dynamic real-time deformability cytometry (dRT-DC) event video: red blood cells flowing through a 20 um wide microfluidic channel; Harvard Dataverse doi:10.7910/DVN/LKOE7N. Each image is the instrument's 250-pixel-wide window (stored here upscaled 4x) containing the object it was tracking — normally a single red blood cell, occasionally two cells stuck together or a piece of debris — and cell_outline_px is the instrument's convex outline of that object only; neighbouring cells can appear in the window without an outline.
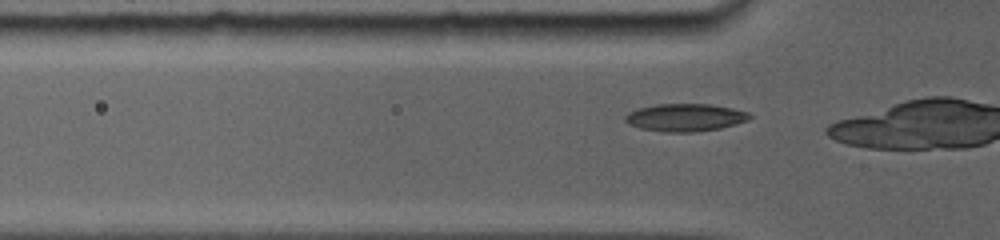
{"species": "common noctule bat (a hibernating species)", "species_latin": "Nyctalus noctula", "temperature_condition": "room temperature", "stored_images_in_passage": 32, "camera_frame_rate_fps": 5000, "um_per_image_px": 0.085, "animal": {"sex": "female", "body_mass_g": 19.0, "forearm_length_mm": 56.7}, "frame": {"image": 1, "passage_image": 14, "time_ms": 3.2, "image_size_px": [1000, 240], "cell_outline_px": [[752, 116], [748, 120], [736, 124], [720, 128], [692, 132], [664, 132], [640, 128], [628, 124], [624, 120], [624, 116], [628, 112], [640, 108], [656, 104], [708, 104], [732, 108], [748, 112]], "centroid_in_image_um": [58.22, 9.99], "position_along_channel_um": 67.6, "area_um2": 20.0}}
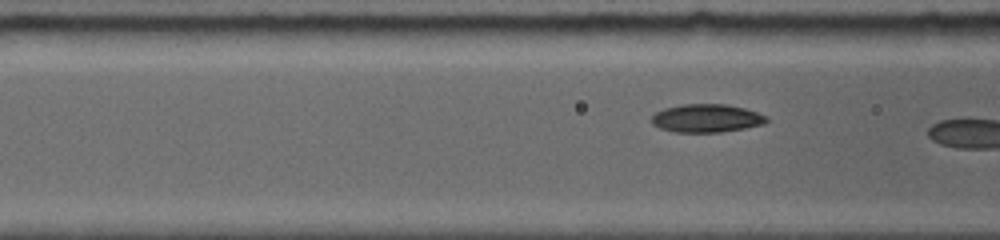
{"frame": {"image": 2, "passage_image": 19, "time_ms": 4.2, "image_size_px": [1000, 240], "cell_outline_px": [[768, 120], [764, 124], [744, 128], [720, 132], [672, 132], [660, 128], [652, 124], [652, 116], [656, 112], [664, 108], [680, 104], [724, 104], [744, 108], [768, 116]], "centroid_in_image_um": [60.04, 10.05], "position_along_channel_um": 106.6, "area_um2": 18.9}}
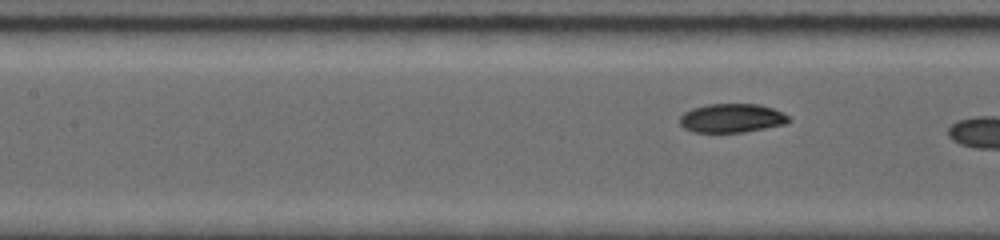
{"frame": {"image": 3, "passage_image": 23, "time_ms": 5.2, "image_size_px": [1000, 240], "cell_outline_px": [[792, 120], [788, 124], [744, 132], [692, 132], [684, 128], [680, 124], [680, 116], [684, 112], [692, 108], [708, 104], [760, 104], [772, 108], [788, 116]], "centroid_in_image_um": [62.21, 10.04], "position_along_channel_um": 145.2, "area_um2": 18.44}}